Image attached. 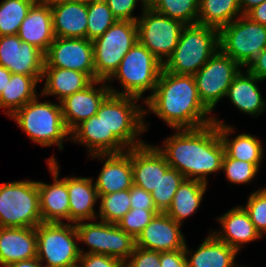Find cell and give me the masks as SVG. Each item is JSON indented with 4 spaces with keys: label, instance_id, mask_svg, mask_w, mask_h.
I'll use <instances>...</instances> for the list:
<instances>
[{
    "label": "cell",
    "instance_id": "cell-1",
    "mask_svg": "<svg viewBox=\"0 0 266 267\" xmlns=\"http://www.w3.org/2000/svg\"><path fill=\"white\" fill-rule=\"evenodd\" d=\"M143 103L147 106L144 115L152 112L174 130L196 129L213 123V114L202 103L192 75L162 69L155 90Z\"/></svg>",
    "mask_w": 266,
    "mask_h": 267
},
{
    "label": "cell",
    "instance_id": "cell-2",
    "mask_svg": "<svg viewBox=\"0 0 266 267\" xmlns=\"http://www.w3.org/2000/svg\"><path fill=\"white\" fill-rule=\"evenodd\" d=\"M156 148L171 168L186 179L208 183L207 175L221 171L225 148L217 124L196 129L175 130Z\"/></svg>",
    "mask_w": 266,
    "mask_h": 267
},
{
    "label": "cell",
    "instance_id": "cell-3",
    "mask_svg": "<svg viewBox=\"0 0 266 267\" xmlns=\"http://www.w3.org/2000/svg\"><path fill=\"white\" fill-rule=\"evenodd\" d=\"M134 96L109 93L96 114L106 126V154L120 153L140 146L145 141L138 139L148 131L144 121V108L136 103Z\"/></svg>",
    "mask_w": 266,
    "mask_h": 267
},
{
    "label": "cell",
    "instance_id": "cell-4",
    "mask_svg": "<svg viewBox=\"0 0 266 267\" xmlns=\"http://www.w3.org/2000/svg\"><path fill=\"white\" fill-rule=\"evenodd\" d=\"M10 117L32 142L43 147L56 144L59 150H63L64 139L67 137L70 140V131L64 123L60 103L39 102L37 96Z\"/></svg>",
    "mask_w": 266,
    "mask_h": 267
},
{
    "label": "cell",
    "instance_id": "cell-5",
    "mask_svg": "<svg viewBox=\"0 0 266 267\" xmlns=\"http://www.w3.org/2000/svg\"><path fill=\"white\" fill-rule=\"evenodd\" d=\"M219 50V30L199 24L186 25L163 70L194 76Z\"/></svg>",
    "mask_w": 266,
    "mask_h": 267
},
{
    "label": "cell",
    "instance_id": "cell-6",
    "mask_svg": "<svg viewBox=\"0 0 266 267\" xmlns=\"http://www.w3.org/2000/svg\"><path fill=\"white\" fill-rule=\"evenodd\" d=\"M163 64L139 41L126 53L118 69L106 81L119 80L123 91L109 86L110 93L141 99L145 91L155 90Z\"/></svg>",
    "mask_w": 266,
    "mask_h": 267
},
{
    "label": "cell",
    "instance_id": "cell-7",
    "mask_svg": "<svg viewBox=\"0 0 266 267\" xmlns=\"http://www.w3.org/2000/svg\"><path fill=\"white\" fill-rule=\"evenodd\" d=\"M37 181L0 185V227H33L42 223Z\"/></svg>",
    "mask_w": 266,
    "mask_h": 267
},
{
    "label": "cell",
    "instance_id": "cell-8",
    "mask_svg": "<svg viewBox=\"0 0 266 267\" xmlns=\"http://www.w3.org/2000/svg\"><path fill=\"white\" fill-rule=\"evenodd\" d=\"M36 235L37 259L43 267L78 266L80 252L75 223L42 222L36 227Z\"/></svg>",
    "mask_w": 266,
    "mask_h": 267
},
{
    "label": "cell",
    "instance_id": "cell-9",
    "mask_svg": "<svg viewBox=\"0 0 266 267\" xmlns=\"http://www.w3.org/2000/svg\"><path fill=\"white\" fill-rule=\"evenodd\" d=\"M137 41L136 22L122 20H117L100 37L93 40L95 80L107 81Z\"/></svg>",
    "mask_w": 266,
    "mask_h": 267
},
{
    "label": "cell",
    "instance_id": "cell-10",
    "mask_svg": "<svg viewBox=\"0 0 266 267\" xmlns=\"http://www.w3.org/2000/svg\"><path fill=\"white\" fill-rule=\"evenodd\" d=\"M266 47V26L241 15L219 30V49L242 68Z\"/></svg>",
    "mask_w": 266,
    "mask_h": 267
},
{
    "label": "cell",
    "instance_id": "cell-11",
    "mask_svg": "<svg viewBox=\"0 0 266 267\" xmlns=\"http://www.w3.org/2000/svg\"><path fill=\"white\" fill-rule=\"evenodd\" d=\"M138 41L143 44L162 64L175 50L181 32L186 26L153 10L148 5L136 21Z\"/></svg>",
    "mask_w": 266,
    "mask_h": 267
},
{
    "label": "cell",
    "instance_id": "cell-12",
    "mask_svg": "<svg viewBox=\"0 0 266 267\" xmlns=\"http://www.w3.org/2000/svg\"><path fill=\"white\" fill-rule=\"evenodd\" d=\"M78 241L89 246L88 251L79 248L80 254H102L125 262L135 248V239L121 230L117 224L98 221L75 223Z\"/></svg>",
    "mask_w": 266,
    "mask_h": 267
},
{
    "label": "cell",
    "instance_id": "cell-13",
    "mask_svg": "<svg viewBox=\"0 0 266 267\" xmlns=\"http://www.w3.org/2000/svg\"><path fill=\"white\" fill-rule=\"evenodd\" d=\"M241 69L219 49L194 75L199 97L211 112L222 98H226L229 86Z\"/></svg>",
    "mask_w": 266,
    "mask_h": 267
},
{
    "label": "cell",
    "instance_id": "cell-14",
    "mask_svg": "<svg viewBox=\"0 0 266 267\" xmlns=\"http://www.w3.org/2000/svg\"><path fill=\"white\" fill-rule=\"evenodd\" d=\"M44 60V67L80 71L95 80L93 43L87 38L55 37Z\"/></svg>",
    "mask_w": 266,
    "mask_h": 267
},
{
    "label": "cell",
    "instance_id": "cell-15",
    "mask_svg": "<svg viewBox=\"0 0 266 267\" xmlns=\"http://www.w3.org/2000/svg\"><path fill=\"white\" fill-rule=\"evenodd\" d=\"M44 63V53L18 35L0 36V66L12 74L33 76L40 82Z\"/></svg>",
    "mask_w": 266,
    "mask_h": 267
},
{
    "label": "cell",
    "instance_id": "cell-16",
    "mask_svg": "<svg viewBox=\"0 0 266 267\" xmlns=\"http://www.w3.org/2000/svg\"><path fill=\"white\" fill-rule=\"evenodd\" d=\"M56 159L54 155L47 159L49 172L53 176L54 183L46 184L37 181L41 218L43 222L62 223V220H66L69 223L67 177L59 179L60 171Z\"/></svg>",
    "mask_w": 266,
    "mask_h": 267
},
{
    "label": "cell",
    "instance_id": "cell-17",
    "mask_svg": "<svg viewBox=\"0 0 266 267\" xmlns=\"http://www.w3.org/2000/svg\"><path fill=\"white\" fill-rule=\"evenodd\" d=\"M174 219L159 212L135 239V246L157 252L184 250L185 236Z\"/></svg>",
    "mask_w": 266,
    "mask_h": 267
},
{
    "label": "cell",
    "instance_id": "cell-18",
    "mask_svg": "<svg viewBox=\"0 0 266 267\" xmlns=\"http://www.w3.org/2000/svg\"><path fill=\"white\" fill-rule=\"evenodd\" d=\"M106 83L103 80H94L85 89L71 94L60 102L64 123L70 132L82 121L97 114L100 104L110 93ZM98 84L101 86L96 88Z\"/></svg>",
    "mask_w": 266,
    "mask_h": 267
},
{
    "label": "cell",
    "instance_id": "cell-19",
    "mask_svg": "<svg viewBox=\"0 0 266 267\" xmlns=\"http://www.w3.org/2000/svg\"><path fill=\"white\" fill-rule=\"evenodd\" d=\"M91 158L104 161V165L94 182L98 195H106L128 190L133 185L131 149L120 153L95 154Z\"/></svg>",
    "mask_w": 266,
    "mask_h": 267
},
{
    "label": "cell",
    "instance_id": "cell-20",
    "mask_svg": "<svg viewBox=\"0 0 266 267\" xmlns=\"http://www.w3.org/2000/svg\"><path fill=\"white\" fill-rule=\"evenodd\" d=\"M18 37L44 54L55 39L49 0H36L22 21Z\"/></svg>",
    "mask_w": 266,
    "mask_h": 267
},
{
    "label": "cell",
    "instance_id": "cell-21",
    "mask_svg": "<svg viewBox=\"0 0 266 267\" xmlns=\"http://www.w3.org/2000/svg\"><path fill=\"white\" fill-rule=\"evenodd\" d=\"M131 165L133 184L150 193L157 187L161 173L170 168L156 146L147 143L131 148Z\"/></svg>",
    "mask_w": 266,
    "mask_h": 267
},
{
    "label": "cell",
    "instance_id": "cell-22",
    "mask_svg": "<svg viewBox=\"0 0 266 267\" xmlns=\"http://www.w3.org/2000/svg\"><path fill=\"white\" fill-rule=\"evenodd\" d=\"M37 257V235L33 227H0V265Z\"/></svg>",
    "mask_w": 266,
    "mask_h": 267
},
{
    "label": "cell",
    "instance_id": "cell-23",
    "mask_svg": "<svg viewBox=\"0 0 266 267\" xmlns=\"http://www.w3.org/2000/svg\"><path fill=\"white\" fill-rule=\"evenodd\" d=\"M216 220L220 222L222 230H212L211 232L237 252H240L239 250L244 244L262 238L243 206L231 208Z\"/></svg>",
    "mask_w": 266,
    "mask_h": 267
},
{
    "label": "cell",
    "instance_id": "cell-24",
    "mask_svg": "<svg viewBox=\"0 0 266 267\" xmlns=\"http://www.w3.org/2000/svg\"><path fill=\"white\" fill-rule=\"evenodd\" d=\"M55 37L86 38L87 4L49 1Z\"/></svg>",
    "mask_w": 266,
    "mask_h": 267
},
{
    "label": "cell",
    "instance_id": "cell-25",
    "mask_svg": "<svg viewBox=\"0 0 266 267\" xmlns=\"http://www.w3.org/2000/svg\"><path fill=\"white\" fill-rule=\"evenodd\" d=\"M69 194V222L95 220L97 218L94 205L99 196L90 177H67Z\"/></svg>",
    "mask_w": 266,
    "mask_h": 267
},
{
    "label": "cell",
    "instance_id": "cell-26",
    "mask_svg": "<svg viewBox=\"0 0 266 267\" xmlns=\"http://www.w3.org/2000/svg\"><path fill=\"white\" fill-rule=\"evenodd\" d=\"M240 72L234 77L228 88L226 97L242 113L251 117H258L266 108V101L262 98L257 82L263 81L250 73ZM245 73V74H244Z\"/></svg>",
    "mask_w": 266,
    "mask_h": 267
},
{
    "label": "cell",
    "instance_id": "cell-27",
    "mask_svg": "<svg viewBox=\"0 0 266 267\" xmlns=\"http://www.w3.org/2000/svg\"><path fill=\"white\" fill-rule=\"evenodd\" d=\"M192 252L185 243L184 253L187 267H238L234 262L238 252L225 242L220 241L212 232L191 255Z\"/></svg>",
    "mask_w": 266,
    "mask_h": 267
},
{
    "label": "cell",
    "instance_id": "cell-28",
    "mask_svg": "<svg viewBox=\"0 0 266 267\" xmlns=\"http://www.w3.org/2000/svg\"><path fill=\"white\" fill-rule=\"evenodd\" d=\"M213 123L217 124L220 138L225 148V154L229 158L238 159L254 164L258 169L263 158V146L256 136L243 133L237 135L234 139H229L231 133L235 130L231 125H226L216 116H213Z\"/></svg>",
    "mask_w": 266,
    "mask_h": 267
},
{
    "label": "cell",
    "instance_id": "cell-29",
    "mask_svg": "<svg viewBox=\"0 0 266 267\" xmlns=\"http://www.w3.org/2000/svg\"><path fill=\"white\" fill-rule=\"evenodd\" d=\"M41 80H45L41 95H55L59 103L94 81L87 73L54 67H44Z\"/></svg>",
    "mask_w": 266,
    "mask_h": 267
},
{
    "label": "cell",
    "instance_id": "cell-30",
    "mask_svg": "<svg viewBox=\"0 0 266 267\" xmlns=\"http://www.w3.org/2000/svg\"><path fill=\"white\" fill-rule=\"evenodd\" d=\"M207 186L206 183L199 180L185 179L177 189L166 213L178 224L183 225V220L198 210Z\"/></svg>",
    "mask_w": 266,
    "mask_h": 267
},
{
    "label": "cell",
    "instance_id": "cell-31",
    "mask_svg": "<svg viewBox=\"0 0 266 267\" xmlns=\"http://www.w3.org/2000/svg\"><path fill=\"white\" fill-rule=\"evenodd\" d=\"M38 83L33 76L13 73L0 94V108L6 109L5 115L10 117L26 103L34 100L38 96L35 90Z\"/></svg>",
    "mask_w": 266,
    "mask_h": 267
},
{
    "label": "cell",
    "instance_id": "cell-32",
    "mask_svg": "<svg viewBox=\"0 0 266 267\" xmlns=\"http://www.w3.org/2000/svg\"><path fill=\"white\" fill-rule=\"evenodd\" d=\"M241 15L240 0H199L197 24L220 30Z\"/></svg>",
    "mask_w": 266,
    "mask_h": 267
},
{
    "label": "cell",
    "instance_id": "cell-33",
    "mask_svg": "<svg viewBox=\"0 0 266 267\" xmlns=\"http://www.w3.org/2000/svg\"><path fill=\"white\" fill-rule=\"evenodd\" d=\"M70 141L84 144L88 156L106 154V126L101 117L92 116L82 121L70 132Z\"/></svg>",
    "mask_w": 266,
    "mask_h": 267
},
{
    "label": "cell",
    "instance_id": "cell-34",
    "mask_svg": "<svg viewBox=\"0 0 266 267\" xmlns=\"http://www.w3.org/2000/svg\"><path fill=\"white\" fill-rule=\"evenodd\" d=\"M148 6L184 25L197 24L199 0H148Z\"/></svg>",
    "mask_w": 266,
    "mask_h": 267
},
{
    "label": "cell",
    "instance_id": "cell-35",
    "mask_svg": "<svg viewBox=\"0 0 266 267\" xmlns=\"http://www.w3.org/2000/svg\"><path fill=\"white\" fill-rule=\"evenodd\" d=\"M36 0H3L0 2V36L17 35L22 21Z\"/></svg>",
    "mask_w": 266,
    "mask_h": 267
},
{
    "label": "cell",
    "instance_id": "cell-36",
    "mask_svg": "<svg viewBox=\"0 0 266 267\" xmlns=\"http://www.w3.org/2000/svg\"><path fill=\"white\" fill-rule=\"evenodd\" d=\"M98 196L100 206L97 219L100 221L117 224L131 209L129 189Z\"/></svg>",
    "mask_w": 266,
    "mask_h": 267
},
{
    "label": "cell",
    "instance_id": "cell-37",
    "mask_svg": "<svg viewBox=\"0 0 266 267\" xmlns=\"http://www.w3.org/2000/svg\"><path fill=\"white\" fill-rule=\"evenodd\" d=\"M185 179L179 171L171 167L165 173H161L157 187L151 192L153 203L159 212L169 209L177 189Z\"/></svg>",
    "mask_w": 266,
    "mask_h": 267
},
{
    "label": "cell",
    "instance_id": "cell-38",
    "mask_svg": "<svg viewBox=\"0 0 266 267\" xmlns=\"http://www.w3.org/2000/svg\"><path fill=\"white\" fill-rule=\"evenodd\" d=\"M88 23L86 38L90 41L100 37L117 19L104 0H93L87 4Z\"/></svg>",
    "mask_w": 266,
    "mask_h": 267
},
{
    "label": "cell",
    "instance_id": "cell-39",
    "mask_svg": "<svg viewBox=\"0 0 266 267\" xmlns=\"http://www.w3.org/2000/svg\"><path fill=\"white\" fill-rule=\"evenodd\" d=\"M259 169L250 162L229 158L224 154L221 171L225 172L228 182L232 184L250 183L259 172Z\"/></svg>",
    "mask_w": 266,
    "mask_h": 267
},
{
    "label": "cell",
    "instance_id": "cell-40",
    "mask_svg": "<svg viewBox=\"0 0 266 267\" xmlns=\"http://www.w3.org/2000/svg\"><path fill=\"white\" fill-rule=\"evenodd\" d=\"M158 210L130 209L118 222L117 226L134 239L151 222Z\"/></svg>",
    "mask_w": 266,
    "mask_h": 267
},
{
    "label": "cell",
    "instance_id": "cell-41",
    "mask_svg": "<svg viewBox=\"0 0 266 267\" xmlns=\"http://www.w3.org/2000/svg\"><path fill=\"white\" fill-rule=\"evenodd\" d=\"M261 236L266 234V188L254 191L243 206Z\"/></svg>",
    "mask_w": 266,
    "mask_h": 267
},
{
    "label": "cell",
    "instance_id": "cell-42",
    "mask_svg": "<svg viewBox=\"0 0 266 267\" xmlns=\"http://www.w3.org/2000/svg\"><path fill=\"white\" fill-rule=\"evenodd\" d=\"M114 17L117 20L136 22L139 17L133 16V11L136 8L137 1L141 2L142 7L148 5V0H104Z\"/></svg>",
    "mask_w": 266,
    "mask_h": 267
},
{
    "label": "cell",
    "instance_id": "cell-43",
    "mask_svg": "<svg viewBox=\"0 0 266 267\" xmlns=\"http://www.w3.org/2000/svg\"><path fill=\"white\" fill-rule=\"evenodd\" d=\"M124 267H160V252L135 246Z\"/></svg>",
    "mask_w": 266,
    "mask_h": 267
},
{
    "label": "cell",
    "instance_id": "cell-44",
    "mask_svg": "<svg viewBox=\"0 0 266 267\" xmlns=\"http://www.w3.org/2000/svg\"><path fill=\"white\" fill-rule=\"evenodd\" d=\"M77 267H124V262L118 258L102 254H80Z\"/></svg>",
    "mask_w": 266,
    "mask_h": 267
},
{
    "label": "cell",
    "instance_id": "cell-45",
    "mask_svg": "<svg viewBox=\"0 0 266 267\" xmlns=\"http://www.w3.org/2000/svg\"><path fill=\"white\" fill-rule=\"evenodd\" d=\"M129 193L132 209L157 210L150 192L133 184Z\"/></svg>",
    "mask_w": 266,
    "mask_h": 267
},
{
    "label": "cell",
    "instance_id": "cell-46",
    "mask_svg": "<svg viewBox=\"0 0 266 267\" xmlns=\"http://www.w3.org/2000/svg\"><path fill=\"white\" fill-rule=\"evenodd\" d=\"M160 267H187L184 250L160 252Z\"/></svg>",
    "mask_w": 266,
    "mask_h": 267
},
{
    "label": "cell",
    "instance_id": "cell-47",
    "mask_svg": "<svg viewBox=\"0 0 266 267\" xmlns=\"http://www.w3.org/2000/svg\"><path fill=\"white\" fill-rule=\"evenodd\" d=\"M250 73L261 80H266V47L246 68Z\"/></svg>",
    "mask_w": 266,
    "mask_h": 267
},
{
    "label": "cell",
    "instance_id": "cell-48",
    "mask_svg": "<svg viewBox=\"0 0 266 267\" xmlns=\"http://www.w3.org/2000/svg\"><path fill=\"white\" fill-rule=\"evenodd\" d=\"M252 21L266 26V0L258 6H255L247 14Z\"/></svg>",
    "mask_w": 266,
    "mask_h": 267
},
{
    "label": "cell",
    "instance_id": "cell-49",
    "mask_svg": "<svg viewBox=\"0 0 266 267\" xmlns=\"http://www.w3.org/2000/svg\"><path fill=\"white\" fill-rule=\"evenodd\" d=\"M5 267H43V266L37 259V257H35L27 260L17 261Z\"/></svg>",
    "mask_w": 266,
    "mask_h": 267
},
{
    "label": "cell",
    "instance_id": "cell-50",
    "mask_svg": "<svg viewBox=\"0 0 266 267\" xmlns=\"http://www.w3.org/2000/svg\"><path fill=\"white\" fill-rule=\"evenodd\" d=\"M265 0H240V8L242 15H246L255 6L260 5Z\"/></svg>",
    "mask_w": 266,
    "mask_h": 267
},
{
    "label": "cell",
    "instance_id": "cell-51",
    "mask_svg": "<svg viewBox=\"0 0 266 267\" xmlns=\"http://www.w3.org/2000/svg\"><path fill=\"white\" fill-rule=\"evenodd\" d=\"M12 73L4 66H0V94L5 89V86L10 81Z\"/></svg>",
    "mask_w": 266,
    "mask_h": 267
},
{
    "label": "cell",
    "instance_id": "cell-52",
    "mask_svg": "<svg viewBox=\"0 0 266 267\" xmlns=\"http://www.w3.org/2000/svg\"><path fill=\"white\" fill-rule=\"evenodd\" d=\"M49 1H59V2H77V3H84L88 4L89 2L93 0H49Z\"/></svg>",
    "mask_w": 266,
    "mask_h": 267
}]
</instances>
